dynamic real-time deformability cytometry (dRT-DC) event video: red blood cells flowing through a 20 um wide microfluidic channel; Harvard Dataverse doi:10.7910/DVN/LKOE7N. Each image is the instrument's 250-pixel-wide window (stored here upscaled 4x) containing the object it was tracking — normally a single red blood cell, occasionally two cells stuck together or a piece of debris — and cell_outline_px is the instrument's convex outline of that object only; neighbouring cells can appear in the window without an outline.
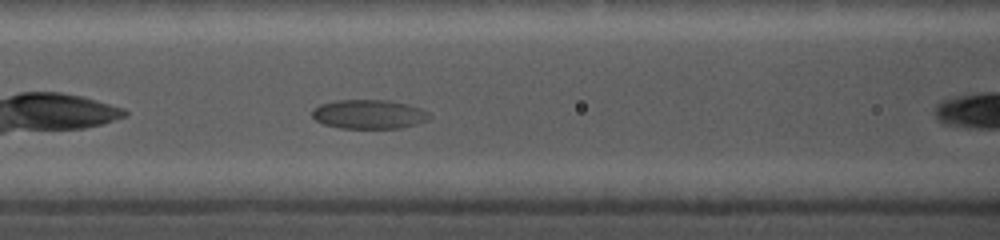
{"species": "common noctule bat (a hibernating species)", "species_latin": "Nyctalus noctula", "temperature_condition": "cold", "stored_images_in_passage": 8, "camera_frame_rate_fps": 5000, "um_per_image_px": 0.085, "animal": {"sex": "female", "body_mass_g": 19.0, "forearm_length_mm": 56.7}, "frame": {"image": 1, "passage_image": 8, "time_ms": 2.8, "image_size_px": [1000, 240], "cell_outline_px": [[432, 116], [428, 120], [416, 124], [400, 128], [340, 128], [324, 124], [316, 120], [312, 116], [312, 108], [320, 104], [336, 100], [388, 100], [408, 104], [420, 108], [428, 112]], "centroid_in_image_um": [31.36, 9.71], "position_along_channel_um": 135.2, "area_um2": 20.0}}